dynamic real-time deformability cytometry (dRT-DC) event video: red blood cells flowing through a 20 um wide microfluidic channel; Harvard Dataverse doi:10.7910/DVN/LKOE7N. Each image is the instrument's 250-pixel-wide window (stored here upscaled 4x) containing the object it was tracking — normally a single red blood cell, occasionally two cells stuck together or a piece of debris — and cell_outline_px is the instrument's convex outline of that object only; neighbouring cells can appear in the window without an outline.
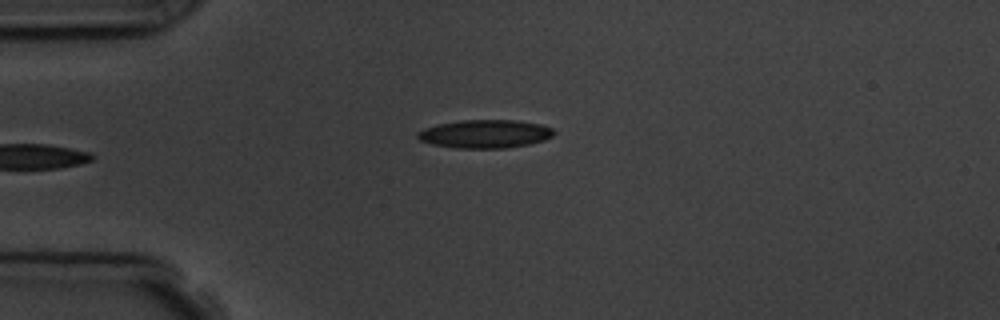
{"species": "common noctule bat (a hibernating species)", "species_latin": "Nyctalus noctula", "temperature_condition": "room temperature", "stored_images_in_passage": 4, "camera_frame_rate_fps": 3000, "um_per_image_px": 0.085, "animal": {"sex": "male", "body_mass_g": 19.5, "forearm_length_mm": 54.6}, "frame": {"image": 1, "passage_image": 4, "time_ms": 3.333, "image_size_px": [1000, 320], "cell_outline_px": [[556, 132], [552, 136], [544, 140], [528, 144], [508, 148], [456, 148], [432, 144], [420, 140], [416, 136], [416, 132], [424, 128], [436, 124], [460, 120], [516, 120], [540, 124], [552, 128]], "centroid_in_image_um": [41.21, 11.38], "position_along_channel_um": 43.8, "area_um2": 22.6}}